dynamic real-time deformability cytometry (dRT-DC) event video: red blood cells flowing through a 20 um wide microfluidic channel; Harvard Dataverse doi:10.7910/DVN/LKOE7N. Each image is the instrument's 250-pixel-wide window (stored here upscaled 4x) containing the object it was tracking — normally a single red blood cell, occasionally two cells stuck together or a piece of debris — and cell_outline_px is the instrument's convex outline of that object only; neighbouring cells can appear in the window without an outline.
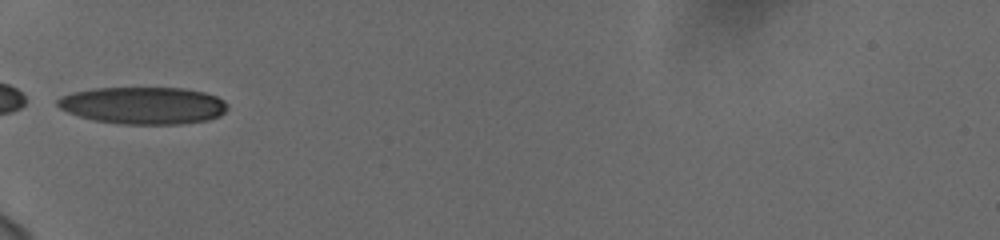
{"species": "human", "species_latin": "Homo sapiens", "temperature_condition": "cold", "stored_images_in_passage": 35, "camera_frame_rate_fps": 3000, "um_per_image_px": 0.085, "donor": {"sex": "female"}, "frame": {"image": 1, "passage_image": 1, "time_ms": 0.0, "image_size_px": [1000, 240], "cell_outline_px": [[228, 108], [220, 116], [208, 120], [180, 124], [120, 124], [96, 120], [80, 116], [68, 112], [60, 108], [56, 104], [56, 100], [60, 96], [72, 92], [96, 88], [184, 88], [204, 92], [216, 96], [224, 100], [228, 104]], "centroid_in_image_um": [12.2, 8.96], "position_along_channel_um": 72.8, "area_um2": 36.93}}
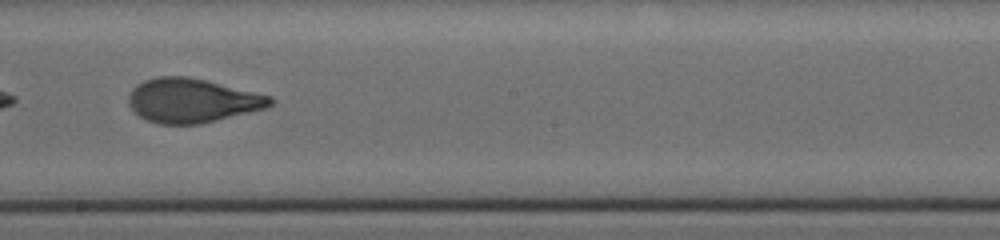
{"frame": {"image": 2, "passage_image": 14, "time_ms": 4.333, "image_size_px": [1000, 240], "cell_outline_px": [[276, 100], [272, 104], [264, 108], [200, 124], [160, 124], [148, 120], [140, 116], [128, 104], [128, 96], [132, 88], [136, 84], [144, 80], [156, 76], [188, 76], [272, 96]], "centroid_in_image_um": [16.3, 8.53], "position_along_channel_um": 231.9, "area_um2": 36.24}}
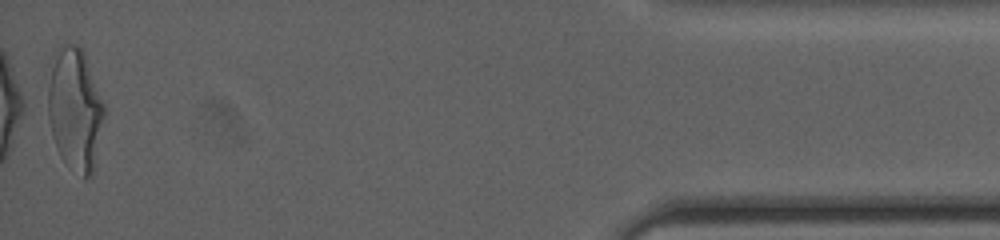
{"frame": {"image": 3, "passage_image": 35, "time_ms": 11.333, "image_size_px": [1000, 240], "cell_outline_px": [[104, 116], [96, 164], [92, 176], [84, 180], [68, 168], [60, 156], [52, 136], [48, 116], [44, 72], [56, 48], [64, 40], [76, 44], [84, 52], [104, 104]], "centroid_in_image_um": [6.31, 9.24], "position_along_channel_um": 428.9, "area_um2": 42.14}, "authors_computed_cell_mechanics": {"area_um2": 36.5296, "velocity_mm_per_s": 3.7498, "shape_relaxation_time_tau1_ms": 3.9817, "shape_relaxation_time_tau2_ms": null, "deformation_change_tau1": 0.1862, "deformation_change_tau2": null}}